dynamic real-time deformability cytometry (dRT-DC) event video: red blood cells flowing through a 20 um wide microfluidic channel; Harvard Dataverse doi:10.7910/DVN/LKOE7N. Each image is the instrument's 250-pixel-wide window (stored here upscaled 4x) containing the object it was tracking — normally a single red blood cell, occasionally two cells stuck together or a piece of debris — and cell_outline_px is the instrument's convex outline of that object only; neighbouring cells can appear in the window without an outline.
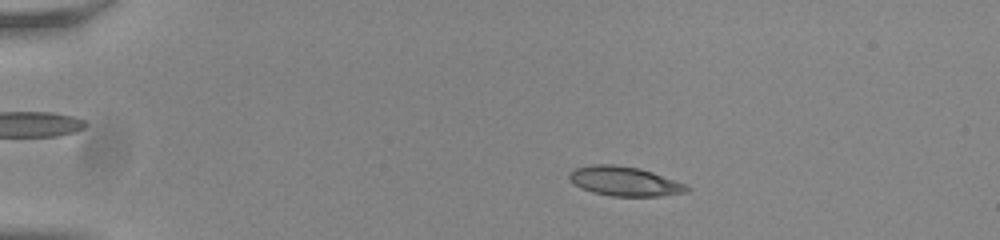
{"species": "common noctule bat (a hibernating species)", "species_latin": "Nyctalus noctula", "temperature_condition": "room temperature", "stored_images_in_passage": 55, "camera_frame_rate_fps": 3000, "um_per_image_px": 0.085, "animal": {"sex": "male", "body_mass_g": 20.0, "forearm_length_mm": 53.3}, "frame": {"image": 1, "passage_image": 11, "time_ms": 3.333, "image_size_px": [1000, 240], "cell_outline_px": [[692, 188], [688, 192], [660, 196], [612, 196], [592, 192], [580, 188], [568, 180], [568, 172], [576, 168], [592, 164], [612, 164], [640, 168], [688, 184]], "centroid_in_image_um": [53.1, 15.41], "position_along_channel_um": 31.9, "area_um2": 20.46}}
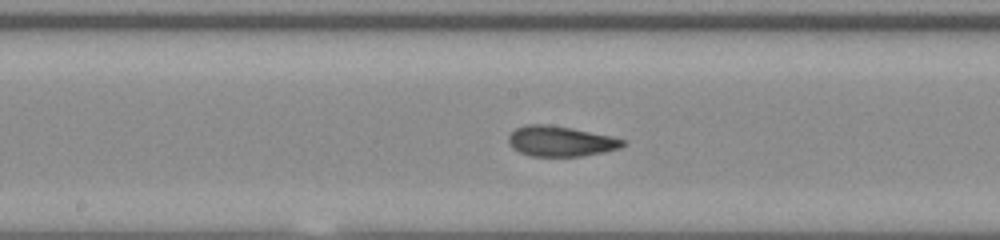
{"frame": {"image": 2, "passage_image": 30, "time_ms": 9.667, "image_size_px": [1000, 240], "cell_outline_px": [[628, 144], [620, 148], [604, 152], [580, 156], [532, 156], [520, 152], [512, 148], [508, 144], [508, 136], [516, 128], [528, 124], [548, 124], [572, 128], [628, 140]], "centroid_in_image_um": [47.66, 12.0], "position_along_channel_um": 200.5, "area_um2": 20.29}}
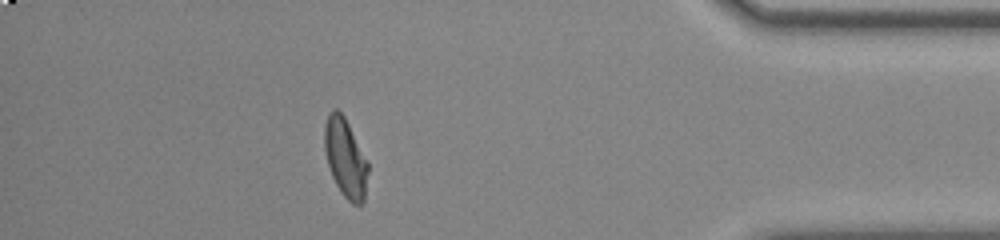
{"frame": {"image": 3, "passage_image": 49, "time_ms": 16.0, "image_size_px": [1000, 240], "cell_outline_px": [[368, 172], [364, 200], [360, 204], [352, 204], [340, 192], [332, 176], [328, 164], [324, 148], [324, 124], [328, 112], [332, 108], [336, 108], [344, 116], [368, 160]], "centroid_in_image_um": [29.35, 13.39], "position_along_channel_um": 405.8, "area_um2": 20.11}, "authors_computed_cell_mechanics": {"area_um2": 19.941, "velocity_mm_per_s": 3.8125, "shape_relaxation_time_tau1_ms": 8.509, "shape_relaxation_time_tau2_ms": 1.1761, "deformation_change_tau1": 0.219, "deformation_change_tau2": 0.0717}}